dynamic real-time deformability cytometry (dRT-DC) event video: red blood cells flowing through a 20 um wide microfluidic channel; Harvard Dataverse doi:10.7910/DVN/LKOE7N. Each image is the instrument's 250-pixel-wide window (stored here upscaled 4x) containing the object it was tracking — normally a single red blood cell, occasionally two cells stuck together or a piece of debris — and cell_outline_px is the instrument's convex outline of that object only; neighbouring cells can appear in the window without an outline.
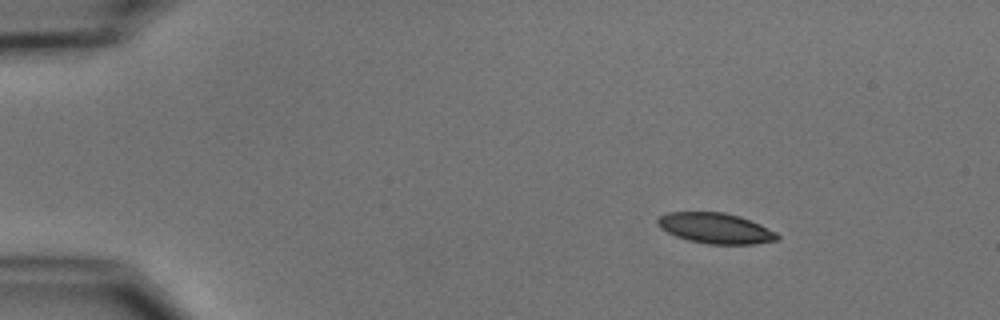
{"species": "common noctule bat (a hibernating species)", "species_latin": "Nyctalus noctula", "temperature_condition": "cold", "stored_images_in_passage": 5, "camera_frame_rate_fps": 3000, "um_per_image_px": 0.085, "animal": {"sex": "male", "body_mass_g": 15.6}, "frame": {"image": 1, "passage_image": 1, "time_ms": 0.0, "image_size_px": [1000, 320], "cell_outline_px": [[780, 236], [776, 240], [752, 244], [708, 244], [688, 240], [676, 236], [660, 228], [656, 224], [656, 220], [660, 216], [668, 212], [724, 212], [740, 216], [760, 224], [776, 232]], "centroid_in_image_um": [60.8, 19.39], "position_along_channel_um": 24.2, "area_um2": 21.27}}
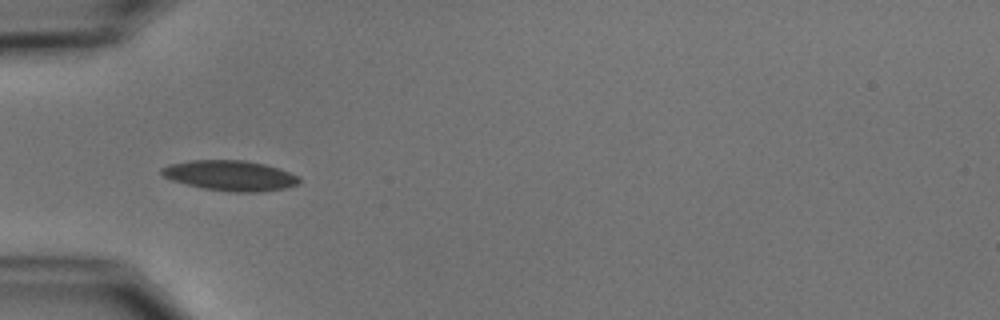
{"frame": {"image": 2, "passage_image": 4, "time_ms": 3.333, "image_size_px": [1000, 320], "cell_outline_px": [[300, 184], [284, 188], [260, 192], [236, 192], [204, 188], [172, 180], [164, 176], [160, 172], [160, 168], [168, 164], [192, 160], [244, 160], [264, 164], [280, 168], [300, 176]], "centroid_in_image_um": [19.6, 14.91], "position_along_channel_um": 65.4, "area_um2": 24.28}}